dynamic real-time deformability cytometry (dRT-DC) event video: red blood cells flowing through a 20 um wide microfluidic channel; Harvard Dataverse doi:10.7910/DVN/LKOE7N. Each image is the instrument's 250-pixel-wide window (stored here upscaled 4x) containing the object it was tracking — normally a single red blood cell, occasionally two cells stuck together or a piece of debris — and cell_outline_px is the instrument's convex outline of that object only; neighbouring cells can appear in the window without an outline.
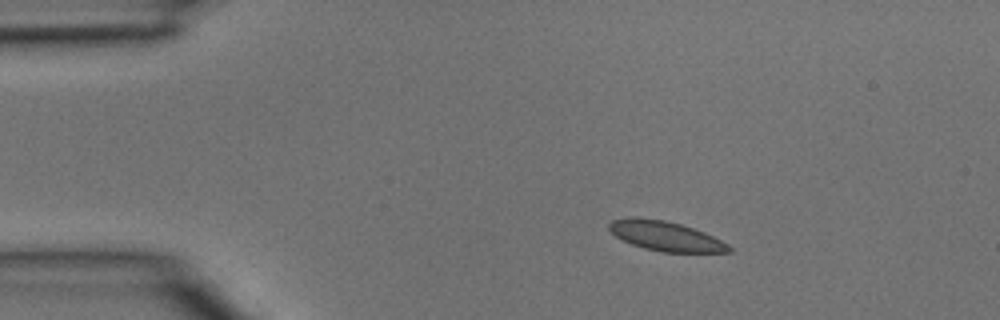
{"species": "common noctule bat (a hibernating species)", "species_latin": "Nyctalus noctula", "temperature_condition": "room temperature", "stored_images_in_passage": 3, "camera_frame_rate_fps": 3000, "um_per_image_px": 0.085, "animal": {"sex": "male", "body_mass_g": 15.6}, "frame": {"image": 1, "passage_image": 1, "time_ms": 0.0, "image_size_px": [1000, 320], "cell_outline_px": [[732, 252], [664, 252], [644, 248], [632, 244], [616, 236], [608, 228], [608, 224], [612, 220], [664, 220], [680, 224], [704, 232], [728, 244], [732, 248]], "centroid_in_image_um": [56.65, 20.11], "position_along_channel_um": 28.3, "area_um2": 19.77}}
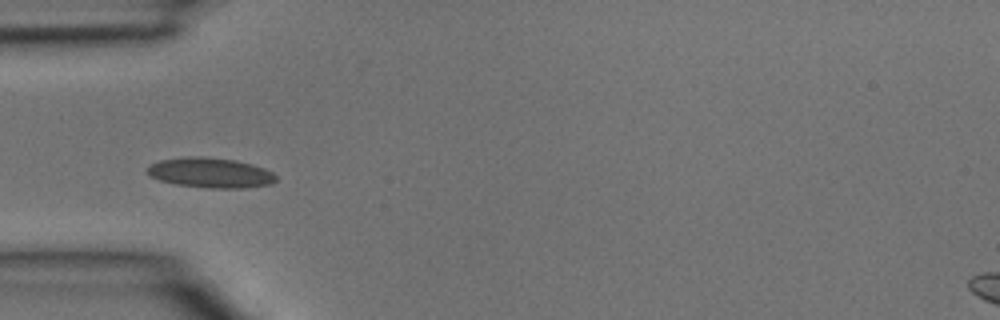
{"frame": {"image": 2, "passage_image": 3, "time_ms": 0.667, "image_size_px": [1000, 320], "cell_outline_px": [[276, 180], [272, 184], [244, 188], [204, 188], [176, 184], [160, 180], [148, 176], [144, 172], [152, 164], [160, 160], [184, 156], [204, 156], [236, 160], [252, 164], [264, 168], [272, 172], [276, 176]], "centroid_in_image_um": [17.87, 14.68], "position_along_channel_um": 67.1, "area_um2": 22.83}}